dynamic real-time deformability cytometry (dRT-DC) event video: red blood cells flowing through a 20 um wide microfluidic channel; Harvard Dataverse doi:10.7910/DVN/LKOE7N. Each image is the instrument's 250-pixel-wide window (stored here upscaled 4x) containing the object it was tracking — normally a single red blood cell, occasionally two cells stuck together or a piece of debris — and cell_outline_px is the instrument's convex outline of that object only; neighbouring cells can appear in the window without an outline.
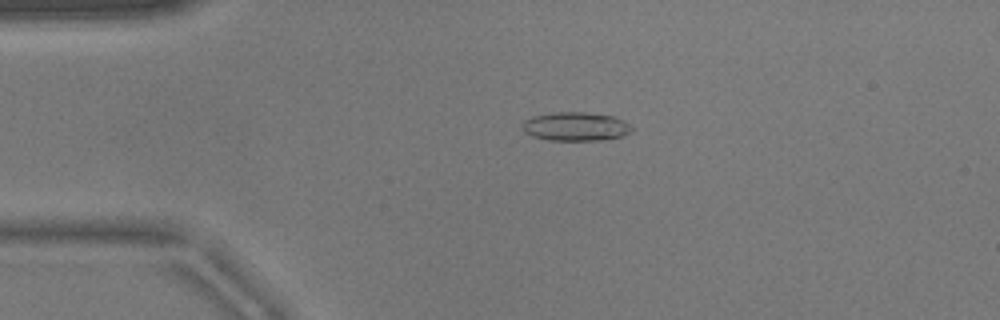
{"species": "common noctule bat (a hibernating species)", "species_latin": "Nyctalus noctula", "temperature_condition": "warm", "stored_images_in_passage": 42, "camera_frame_rate_fps": 3000, "um_per_image_px": 0.085, "animal": {"sex": "male", "body_mass_g": 17.9}, "frame": {"image": 1, "passage_image": 1, "time_ms": 0.0, "image_size_px": [1000, 320], "cell_outline_px": [[632, 128], [624, 136], [600, 140], [548, 140], [532, 136], [524, 132], [520, 128], [520, 124], [524, 120], [532, 116], [552, 112], [584, 112], [612, 116], [624, 120]], "centroid_in_image_um": [48.85, 10.75], "position_along_channel_um": 36.1, "area_um2": 18.44}}
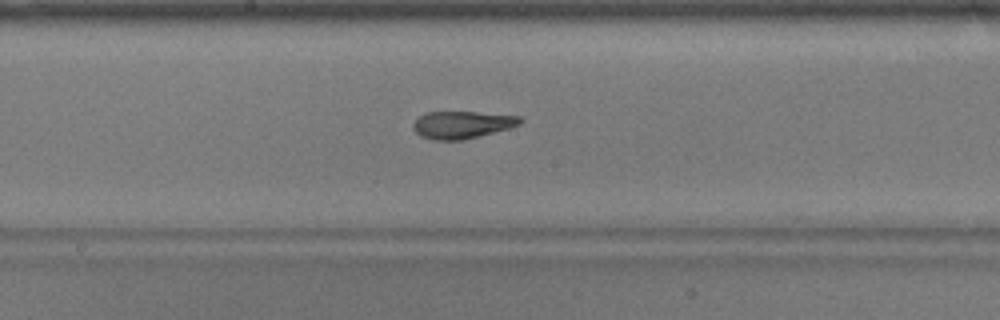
{"frame": {"image": 2, "passage_image": 17, "time_ms": 5.333, "image_size_px": [1000, 320], "cell_outline_px": [[524, 120], [520, 124], [508, 128], [464, 140], [432, 140], [420, 136], [412, 128], [412, 124], [420, 116], [428, 112], [476, 112], [520, 116]], "centroid_in_image_um": [39.26, 10.61], "position_along_channel_um": 208.9, "area_um2": 16.99}}
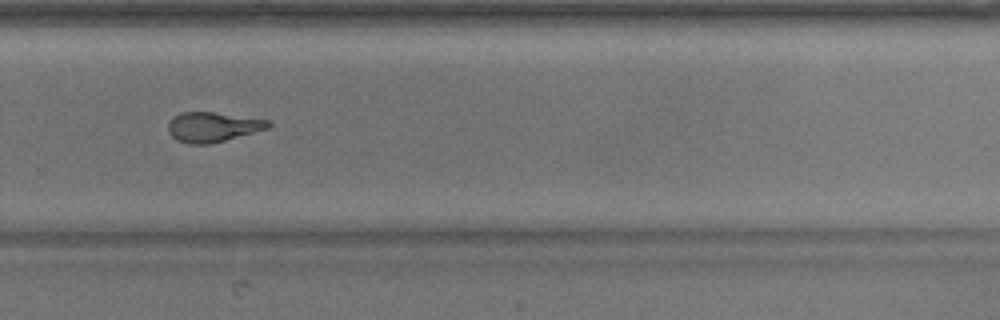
{"frame": {"image": 3, "passage_image": 25, "time_ms": 8.0, "image_size_px": [1000, 320], "cell_outline_px": [[272, 124], [268, 128], [224, 140], [208, 144], [188, 144], [176, 140], [168, 132], [168, 124], [176, 116], [184, 112], [212, 112], [268, 120]], "centroid_in_image_um": [18.06, 10.8], "position_along_channel_um": 311.7, "area_um2": 16.99}, "authors_computed_cell_mechanics": {"area_um2": 17.918, "velocity_mm_per_s": 3.8709, "shape_relaxation_time_tau1_ms": null, "shape_relaxation_time_tau2_ms": 1.4865, "deformation_change_tau1": null, "deformation_change_tau2": 0.1057}}